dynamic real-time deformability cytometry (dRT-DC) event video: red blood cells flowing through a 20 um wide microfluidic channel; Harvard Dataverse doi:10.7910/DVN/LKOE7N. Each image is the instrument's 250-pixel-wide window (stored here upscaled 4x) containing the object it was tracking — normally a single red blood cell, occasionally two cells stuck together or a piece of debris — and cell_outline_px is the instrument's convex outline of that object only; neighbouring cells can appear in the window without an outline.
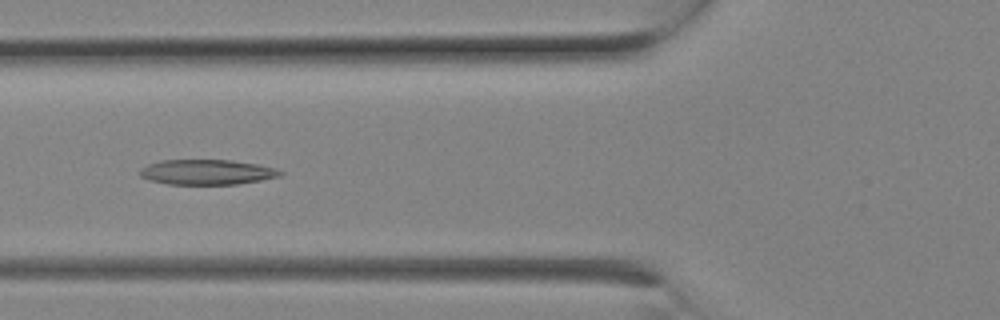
{"species": "Egyptian fruit bat (a non-hibernating species)", "species_latin": "Rousettus aegyptiacus", "temperature_condition": "room temperature", "stored_images_in_passage": 8, "camera_frame_rate_fps": 3000, "um_per_image_px": 0.085, "animal": {"sex": "female"}, "frame": {"image": 1, "passage_image": 7, "time_ms": 2.0, "image_size_px": [1000, 320], "cell_outline_px": [[284, 172], [280, 176], [260, 180], [236, 184], [168, 184], [148, 180], [140, 176], [140, 168], [148, 164], [160, 160], [232, 160], [256, 164], [276, 168]], "centroid_in_image_um": [17.56, 14.62], "position_along_channel_um": 108.2, "area_um2": 20.52}}
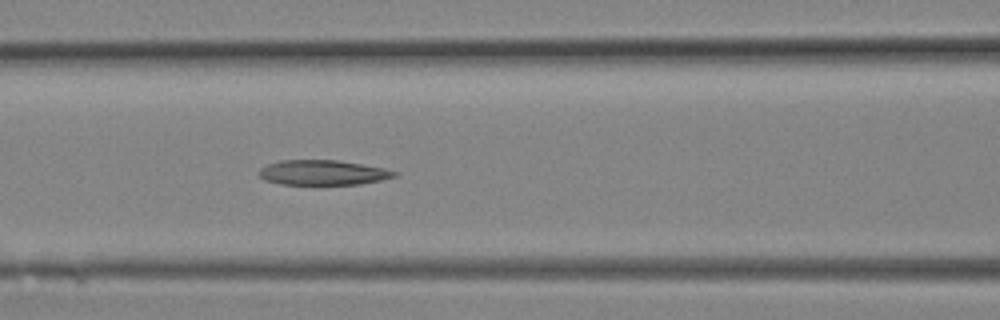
{"frame": {"image": 2, "passage_image": 8, "time_ms": 2.333, "image_size_px": [1000, 320], "cell_outline_px": [[396, 176], [380, 180], [360, 184], [280, 184], [264, 180], [256, 172], [260, 168], [268, 164], [280, 160], [336, 160], [384, 168], [396, 172]], "centroid_in_image_um": [27.38, 14.67], "position_along_channel_um": 139.2, "area_um2": 19.54}}